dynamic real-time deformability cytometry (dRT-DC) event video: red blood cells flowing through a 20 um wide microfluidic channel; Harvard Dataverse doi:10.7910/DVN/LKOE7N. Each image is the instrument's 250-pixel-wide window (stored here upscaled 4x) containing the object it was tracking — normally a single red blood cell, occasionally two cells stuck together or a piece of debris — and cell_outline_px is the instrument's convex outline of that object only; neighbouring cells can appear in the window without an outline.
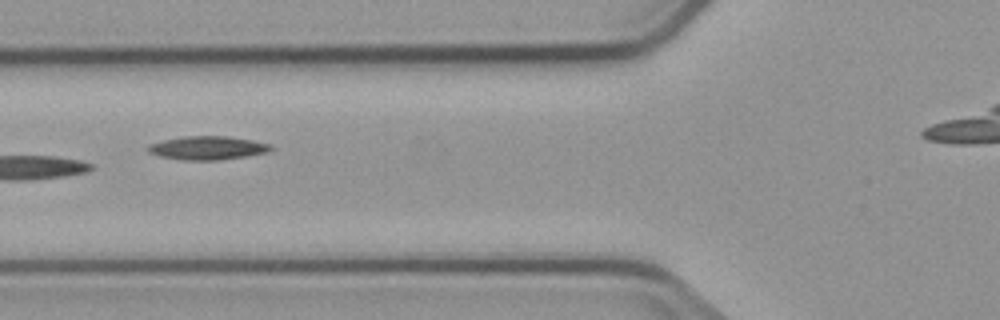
{"species": "common noctule bat (a hibernating species)", "species_latin": "Nyctalus noctula", "temperature_condition": "cold", "stored_images_in_passage": 9, "camera_frame_rate_fps": 3000, "um_per_image_px": 0.085, "animal": {"sex": "male", "body_mass_g": 23.1, "forearm_length_mm": 52.7}, "frame": {"image": 1, "passage_image": 4, "time_ms": 4.333, "image_size_px": [1000, 320], "cell_outline_px": [[272, 148], [268, 152], [248, 156], [216, 160], [184, 160], [160, 156], [148, 152], [144, 148], [148, 144], [164, 140], [184, 136], [228, 136], [252, 140], [272, 144]], "centroid_in_image_um": [17.63, 12.57], "position_along_channel_um": 108.2, "area_um2": 16.94}}
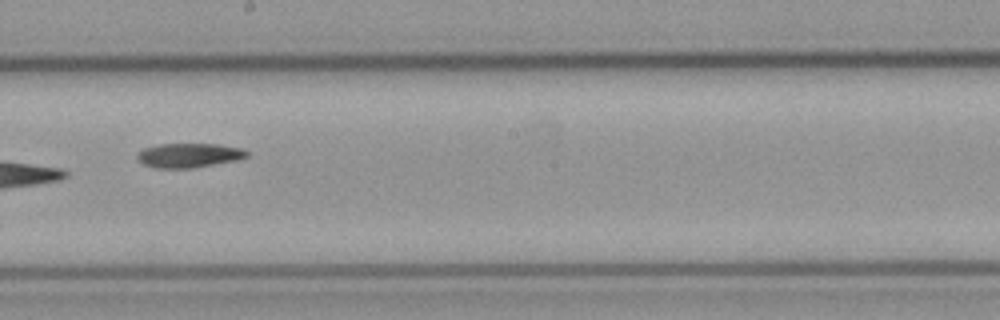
{"frame": {"image": 2, "passage_image": 7, "time_ms": 7.667, "image_size_px": [1000, 320], "cell_outline_px": [[248, 156], [236, 160], [192, 168], [156, 168], [144, 164], [136, 160], [136, 156], [144, 148], [160, 144], [216, 144], [244, 148], [248, 152]], "centroid_in_image_um": [16.06, 13.2], "position_along_channel_um": 232.1, "area_um2": 15.49}}
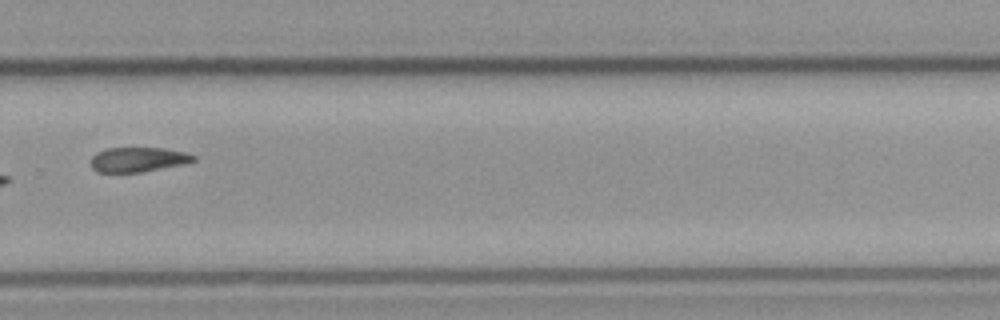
{"frame": {"image": 3, "passage_image": 9, "time_ms": 10.0, "image_size_px": [1000, 320], "cell_outline_px": [[196, 160], [184, 164], [140, 172], [96, 172], [92, 168], [88, 160], [96, 152], [108, 148], [164, 148], [184, 152], [196, 156]], "centroid_in_image_um": [11.69, 13.56], "position_along_channel_um": 318.1, "area_um2": 14.85}}